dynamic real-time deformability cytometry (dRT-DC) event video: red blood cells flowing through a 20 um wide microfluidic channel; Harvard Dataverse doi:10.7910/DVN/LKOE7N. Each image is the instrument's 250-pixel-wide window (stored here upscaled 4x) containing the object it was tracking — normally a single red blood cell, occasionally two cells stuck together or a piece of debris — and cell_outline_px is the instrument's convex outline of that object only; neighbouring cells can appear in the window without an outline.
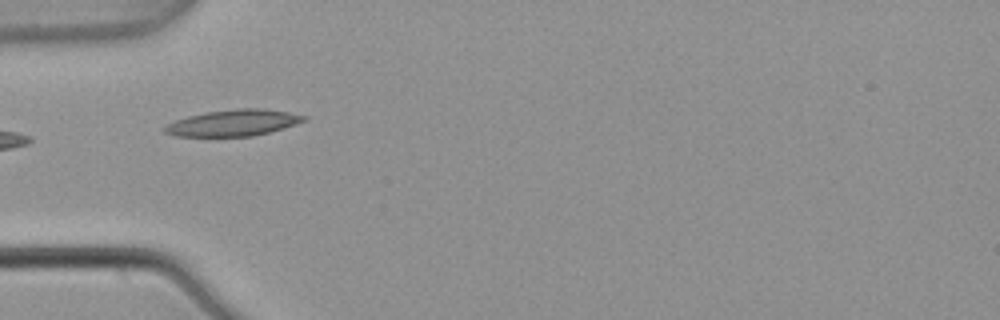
{"species": "common noctule bat (a hibernating species)", "species_latin": "Nyctalus noctula", "temperature_condition": "warm", "stored_images_in_passage": 8, "camera_frame_rate_fps": 3000, "um_per_image_px": 0.085, "animal": {"sex": "male", "body_mass_g": 21.5, "forearm_length_mm": 52.0}, "frame": {"image": 1, "passage_image": 6, "time_ms": 1.667, "image_size_px": [1000, 320], "cell_outline_px": [[308, 120], [296, 124], [268, 132], [252, 136], [176, 136], [164, 132], [164, 128], [168, 124], [176, 120], [188, 116], [204, 112], [236, 108], [264, 108], [288, 112], [308, 116]], "centroid_in_image_um": [19.86, 10.43], "position_along_channel_um": 65.1, "area_um2": 21.33}}
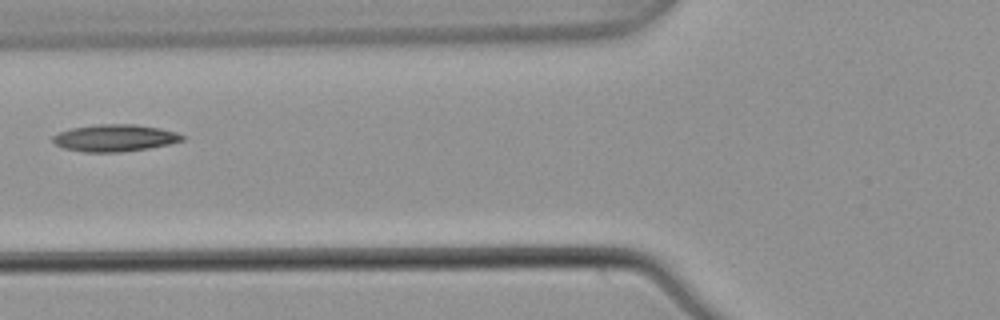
{"frame": {"image": 2, "passage_image": 7, "time_ms": 2.0, "image_size_px": [1000, 320], "cell_outline_px": [[184, 140], [168, 144], [148, 148], [120, 152], [84, 152], [64, 148], [56, 144], [52, 140], [52, 136], [60, 132], [72, 128], [96, 124], [136, 124], [160, 128], [176, 132], [184, 136]], "centroid_in_image_um": [9.75, 11.72], "position_along_channel_um": 116.0, "area_um2": 20.29}}
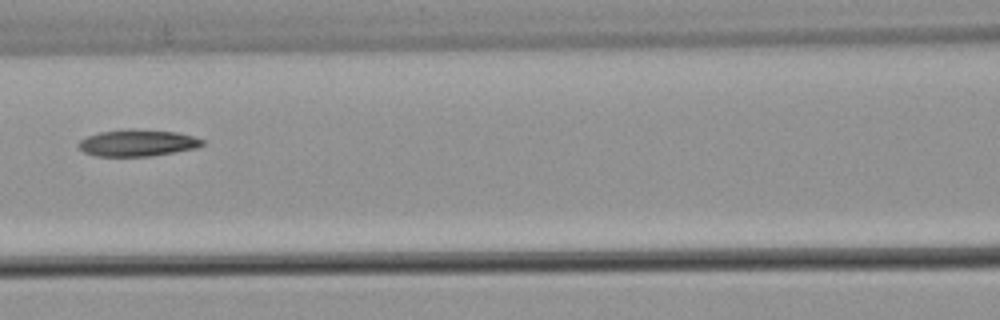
{"frame": {"image": 3, "passage_image": 8, "time_ms": 2.333, "image_size_px": [1000, 320], "cell_outline_px": [[204, 144], [196, 148], [148, 156], [96, 156], [84, 152], [76, 144], [80, 140], [88, 136], [100, 132], [128, 128], [132, 128], [176, 132], [192, 136], [204, 140]], "centroid_in_image_um": [11.66, 12.13], "position_along_channel_um": 154.9, "area_um2": 19.19}}